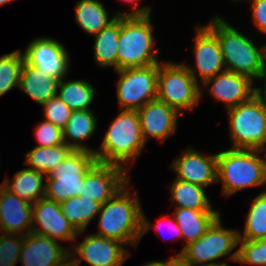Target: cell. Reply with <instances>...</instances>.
I'll use <instances>...</instances> for the list:
<instances>
[{
  "label": "cell",
  "instance_id": "obj_38",
  "mask_svg": "<svg viewBox=\"0 0 266 266\" xmlns=\"http://www.w3.org/2000/svg\"><path fill=\"white\" fill-rule=\"evenodd\" d=\"M169 217L170 216H168V218L166 217V216H164L163 218H161L160 220H163V221H165L166 220V222H168L169 223V225H168V227H170V229H171V233L172 234H174V236L173 237H176L177 239L178 238H182V233H181V230H180V228H179V226L177 225V223H176V220H175V218L173 217V219H170L169 220ZM159 220V223L157 224V225H151V227H155V229H156V232L158 233V231L160 230L159 228H161L160 226V224H162V223H160L161 221ZM168 220V221H167Z\"/></svg>",
  "mask_w": 266,
  "mask_h": 266
},
{
  "label": "cell",
  "instance_id": "obj_8",
  "mask_svg": "<svg viewBox=\"0 0 266 266\" xmlns=\"http://www.w3.org/2000/svg\"><path fill=\"white\" fill-rule=\"evenodd\" d=\"M97 163L95 154L84 150H72L45 178V196L61 203L79 196L85 174Z\"/></svg>",
  "mask_w": 266,
  "mask_h": 266
},
{
  "label": "cell",
  "instance_id": "obj_2",
  "mask_svg": "<svg viewBox=\"0 0 266 266\" xmlns=\"http://www.w3.org/2000/svg\"><path fill=\"white\" fill-rule=\"evenodd\" d=\"M218 38L226 71L259 79L266 66V45L256 44L229 25L220 16H215L206 25Z\"/></svg>",
  "mask_w": 266,
  "mask_h": 266
},
{
  "label": "cell",
  "instance_id": "obj_43",
  "mask_svg": "<svg viewBox=\"0 0 266 266\" xmlns=\"http://www.w3.org/2000/svg\"><path fill=\"white\" fill-rule=\"evenodd\" d=\"M174 266H187V265H184L181 261L178 260V258L174 256Z\"/></svg>",
  "mask_w": 266,
  "mask_h": 266
},
{
  "label": "cell",
  "instance_id": "obj_16",
  "mask_svg": "<svg viewBox=\"0 0 266 266\" xmlns=\"http://www.w3.org/2000/svg\"><path fill=\"white\" fill-rule=\"evenodd\" d=\"M211 83V85H210ZM203 85L207 87L214 99L226 103L227 110L250 100L255 95L253 80L248 76L225 71L207 79Z\"/></svg>",
  "mask_w": 266,
  "mask_h": 266
},
{
  "label": "cell",
  "instance_id": "obj_6",
  "mask_svg": "<svg viewBox=\"0 0 266 266\" xmlns=\"http://www.w3.org/2000/svg\"><path fill=\"white\" fill-rule=\"evenodd\" d=\"M197 77L195 70L187 64L159 63L157 99L178 113L193 110L202 96Z\"/></svg>",
  "mask_w": 266,
  "mask_h": 266
},
{
  "label": "cell",
  "instance_id": "obj_27",
  "mask_svg": "<svg viewBox=\"0 0 266 266\" xmlns=\"http://www.w3.org/2000/svg\"><path fill=\"white\" fill-rule=\"evenodd\" d=\"M170 192L176 208L213 210L203 186L175 178Z\"/></svg>",
  "mask_w": 266,
  "mask_h": 266
},
{
  "label": "cell",
  "instance_id": "obj_9",
  "mask_svg": "<svg viewBox=\"0 0 266 266\" xmlns=\"http://www.w3.org/2000/svg\"><path fill=\"white\" fill-rule=\"evenodd\" d=\"M222 227L219 217L202 237L184 246L175 257L187 266L221 263L213 261L229 254L239 243L238 230Z\"/></svg>",
  "mask_w": 266,
  "mask_h": 266
},
{
  "label": "cell",
  "instance_id": "obj_30",
  "mask_svg": "<svg viewBox=\"0 0 266 266\" xmlns=\"http://www.w3.org/2000/svg\"><path fill=\"white\" fill-rule=\"evenodd\" d=\"M57 96L73 111L89 110V105L95 96V90L85 80H60L57 87Z\"/></svg>",
  "mask_w": 266,
  "mask_h": 266
},
{
  "label": "cell",
  "instance_id": "obj_28",
  "mask_svg": "<svg viewBox=\"0 0 266 266\" xmlns=\"http://www.w3.org/2000/svg\"><path fill=\"white\" fill-rule=\"evenodd\" d=\"M63 215L79 232V235L98 215L101 203L98 201L74 196L60 203Z\"/></svg>",
  "mask_w": 266,
  "mask_h": 266
},
{
  "label": "cell",
  "instance_id": "obj_7",
  "mask_svg": "<svg viewBox=\"0 0 266 266\" xmlns=\"http://www.w3.org/2000/svg\"><path fill=\"white\" fill-rule=\"evenodd\" d=\"M232 149L260 150L266 144V107L254 95L227 110Z\"/></svg>",
  "mask_w": 266,
  "mask_h": 266
},
{
  "label": "cell",
  "instance_id": "obj_29",
  "mask_svg": "<svg viewBox=\"0 0 266 266\" xmlns=\"http://www.w3.org/2000/svg\"><path fill=\"white\" fill-rule=\"evenodd\" d=\"M73 149L66 143L53 147H34L27 152L25 164L29 169L44 173L46 176L65 158Z\"/></svg>",
  "mask_w": 266,
  "mask_h": 266
},
{
  "label": "cell",
  "instance_id": "obj_40",
  "mask_svg": "<svg viewBox=\"0 0 266 266\" xmlns=\"http://www.w3.org/2000/svg\"><path fill=\"white\" fill-rule=\"evenodd\" d=\"M259 80H264L265 81V86L262 90V88H256L255 90V95L261 100V102L265 105L266 107V66L264 68V71L262 72V74L259 77ZM263 92V93H262Z\"/></svg>",
  "mask_w": 266,
  "mask_h": 266
},
{
  "label": "cell",
  "instance_id": "obj_20",
  "mask_svg": "<svg viewBox=\"0 0 266 266\" xmlns=\"http://www.w3.org/2000/svg\"><path fill=\"white\" fill-rule=\"evenodd\" d=\"M68 253L58 240L30 232L24 236L19 262L23 266H53Z\"/></svg>",
  "mask_w": 266,
  "mask_h": 266
},
{
  "label": "cell",
  "instance_id": "obj_41",
  "mask_svg": "<svg viewBox=\"0 0 266 266\" xmlns=\"http://www.w3.org/2000/svg\"><path fill=\"white\" fill-rule=\"evenodd\" d=\"M75 258L72 253H68L62 260L58 263L54 264L53 266H75Z\"/></svg>",
  "mask_w": 266,
  "mask_h": 266
},
{
  "label": "cell",
  "instance_id": "obj_34",
  "mask_svg": "<svg viewBox=\"0 0 266 266\" xmlns=\"http://www.w3.org/2000/svg\"><path fill=\"white\" fill-rule=\"evenodd\" d=\"M24 236L3 233L0 236V266H15L18 263Z\"/></svg>",
  "mask_w": 266,
  "mask_h": 266
},
{
  "label": "cell",
  "instance_id": "obj_42",
  "mask_svg": "<svg viewBox=\"0 0 266 266\" xmlns=\"http://www.w3.org/2000/svg\"><path fill=\"white\" fill-rule=\"evenodd\" d=\"M166 261L167 262L150 261V262H147L143 266H174V256H172L170 259H168Z\"/></svg>",
  "mask_w": 266,
  "mask_h": 266
},
{
  "label": "cell",
  "instance_id": "obj_22",
  "mask_svg": "<svg viewBox=\"0 0 266 266\" xmlns=\"http://www.w3.org/2000/svg\"><path fill=\"white\" fill-rule=\"evenodd\" d=\"M174 218L179 226L182 238L187 246L202 237L211 225L220 217L217 210H192L176 208Z\"/></svg>",
  "mask_w": 266,
  "mask_h": 266
},
{
  "label": "cell",
  "instance_id": "obj_33",
  "mask_svg": "<svg viewBox=\"0 0 266 266\" xmlns=\"http://www.w3.org/2000/svg\"><path fill=\"white\" fill-rule=\"evenodd\" d=\"M239 249L229 257L232 261L266 266V238L249 241L239 240Z\"/></svg>",
  "mask_w": 266,
  "mask_h": 266
},
{
  "label": "cell",
  "instance_id": "obj_21",
  "mask_svg": "<svg viewBox=\"0 0 266 266\" xmlns=\"http://www.w3.org/2000/svg\"><path fill=\"white\" fill-rule=\"evenodd\" d=\"M59 81L25 60L18 88L42 106L50 98L57 96Z\"/></svg>",
  "mask_w": 266,
  "mask_h": 266
},
{
  "label": "cell",
  "instance_id": "obj_15",
  "mask_svg": "<svg viewBox=\"0 0 266 266\" xmlns=\"http://www.w3.org/2000/svg\"><path fill=\"white\" fill-rule=\"evenodd\" d=\"M180 180L194 183L206 188L217 183V154L203 156L202 153L188 148L171 164Z\"/></svg>",
  "mask_w": 266,
  "mask_h": 266
},
{
  "label": "cell",
  "instance_id": "obj_17",
  "mask_svg": "<svg viewBox=\"0 0 266 266\" xmlns=\"http://www.w3.org/2000/svg\"><path fill=\"white\" fill-rule=\"evenodd\" d=\"M144 141L149 137L163 142L176 131L179 113L158 99L142 106L138 111Z\"/></svg>",
  "mask_w": 266,
  "mask_h": 266
},
{
  "label": "cell",
  "instance_id": "obj_14",
  "mask_svg": "<svg viewBox=\"0 0 266 266\" xmlns=\"http://www.w3.org/2000/svg\"><path fill=\"white\" fill-rule=\"evenodd\" d=\"M23 54L30 65L43 70L47 75L58 80L66 77L70 58L65 47L55 39H34Z\"/></svg>",
  "mask_w": 266,
  "mask_h": 266
},
{
  "label": "cell",
  "instance_id": "obj_35",
  "mask_svg": "<svg viewBox=\"0 0 266 266\" xmlns=\"http://www.w3.org/2000/svg\"><path fill=\"white\" fill-rule=\"evenodd\" d=\"M45 121L63 129L67 124L72 109L67 106L58 96L50 98L43 105Z\"/></svg>",
  "mask_w": 266,
  "mask_h": 266
},
{
  "label": "cell",
  "instance_id": "obj_5",
  "mask_svg": "<svg viewBox=\"0 0 266 266\" xmlns=\"http://www.w3.org/2000/svg\"><path fill=\"white\" fill-rule=\"evenodd\" d=\"M260 150L228 149L217 153V182L225 196L266 184L265 160Z\"/></svg>",
  "mask_w": 266,
  "mask_h": 266
},
{
  "label": "cell",
  "instance_id": "obj_39",
  "mask_svg": "<svg viewBox=\"0 0 266 266\" xmlns=\"http://www.w3.org/2000/svg\"><path fill=\"white\" fill-rule=\"evenodd\" d=\"M122 1H128V3L130 2L133 5V11L130 13H122V12H118V15H146V14H150L151 13V8L150 7H140L138 8V3L139 0H122Z\"/></svg>",
  "mask_w": 266,
  "mask_h": 266
},
{
  "label": "cell",
  "instance_id": "obj_46",
  "mask_svg": "<svg viewBox=\"0 0 266 266\" xmlns=\"http://www.w3.org/2000/svg\"><path fill=\"white\" fill-rule=\"evenodd\" d=\"M263 149H265L266 150V144H265V146L262 148V151H263ZM265 159V165H266V152H265V157H264Z\"/></svg>",
  "mask_w": 266,
  "mask_h": 266
},
{
  "label": "cell",
  "instance_id": "obj_3",
  "mask_svg": "<svg viewBox=\"0 0 266 266\" xmlns=\"http://www.w3.org/2000/svg\"><path fill=\"white\" fill-rule=\"evenodd\" d=\"M144 145L137 111L122 110L111 122L100 150L95 151L96 160L99 163L121 166L128 171L124 165L135 161Z\"/></svg>",
  "mask_w": 266,
  "mask_h": 266
},
{
  "label": "cell",
  "instance_id": "obj_45",
  "mask_svg": "<svg viewBox=\"0 0 266 266\" xmlns=\"http://www.w3.org/2000/svg\"><path fill=\"white\" fill-rule=\"evenodd\" d=\"M10 1H13V0H0V6H2L3 4L9 3Z\"/></svg>",
  "mask_w": 266,
  "mask_h": 266
},
{
  "label": "cell",
  "instance_id": "obj_25",
  "mask_svg": "<svg viewBox=\"0 0 266 266\" xmlns=\"http://www.w3.org/2000/svg\"><path fill=\"white\" fill-rule=\"evenodd\" d=\"M118 14L109 19L106 8L99 0H79L75 6V20L90 35L98 34L112 23Z\"/></svg>",
  "mask_w": 266,
  "mask_h": 266
},
{
  "label": "cell",
  "instance_id": "obj_36",
  "mask_svg": "<svg viewBox=\"0 0 266 266\" xmlns=\"http://www.w3.org/2000/svg\"><path fill=\"white\" fill-rule=\"evenodd\" d=\"M35 135L39 142L36 147H53L64 143L62 129L45 120L37 125Z\"/></svg>",
  "mask_w": 266,
  "mask_h": 266
},
{
  "label": "cell",
  "instance_id": "obj_26",
  "mask_svg": "<svg viewBox=\"0 0 266 266\" xmlns=\"http://www.w3.org/2000/svg\"><path fill=\"white\" fill-rule=\"evenodd\" d=\"M120 33V15L95 36L94 59L100 67L113 66L118 70L117 45Z\"/></svg>",
  "mask_w": 266,
  "mask_h": 266
},
{
  "label": "cell",
  "instance_id": "obj_31",
  "mask_svg": "<svg viewBox=\"0 0 266 266\" xmlns=\"http://www.w3.org/2000/svg\"><path fill=\"white\" fill-rule=\"evenodd\" d=\"M239 234V240L254 241L266 238V191L254 198L245 223L243 233Z\"/></svg>",
  "mask_w": 266,
  "mask_h": 266
},
{
  "label": "cell",
  "instance_id": "obj_12",
  "mask_svg": "<svg viewBox=\"0 0 266 266\" xmlns=\"http://www.w3.org/2000/svg\"><path fill=\"white\" fill-rule=\"evenodd\" d=\"M32 223L35 227H32L31 232L53 240L72 241L79 234L63 215L60 203L46 197L32 203ZM37 223L39 227L36 226Z\"/></svg>",
  "mask_w": 266,
  "mask_h": 266
},
{
  "label": "cell",
  "instance_id": "obj_18",
  "mask_svg": "<svg viewBox=\"0 0 266 266\" xmlns=\"http://www.w3.org/2000/svg\"><path fill=\"white\" fill-rule=\"evenodd\" d=\"M194 43L195 69L202 83L226 71L218 38L207 26L197 27Z\"/></svg>",
  "mask_w": 266,
  "mask_h": 266
},
{
  "label": "cell",
  "instance_id": "obj_19",
  "mask_svg": "<svg viewBox=\"0 0 266 266\" xmlns=\"http://www.w3.org/2000/svg\"><path fill=\"white\" fill-rule=\"evenodd\" d=\"M32 227V204L20 199L1 184L0 233L25 236L31 232Z\"/></svg>",
  "mask_w": 266,
  "mask_h": 266
},
{
  "label": "cell",
  "instance_id": "obj_32",
  "mask_svg": "<svg viewBox=\"0 0 266 266\" xmlns=\"http://www.w3.org/2000/svg\"><path fill=\"white\" fill-rule=\"evenodd\" d=\"M25 63V56L20 50L0 57V96L13 87H19V80Z\"/></svg>",
  "mask_w": 266,
  "mask_h": 266
},
{
  "label": "cell",
  "instance_id": "obj_44",
  "mask_svg": "<svg viewBox=\"0 0 266 266\" xmlns=\"http://www.w3.org/2000/svg\"><path fill=\"white\" fill-rule=\"evenodd\" d=\"M203 266H229L227 263H216V264H208V265H203Z\"/></svg>",
  "mask_w": 266,
  "mask_h": 266
},
{
  "label": "cell",
  "instance_id": "obj_23",
  "mask_svg": "<svg viewBox=\"0 0 266 266\" xmlns=\"http://www.w3.org/2000/svg\"><path fill=\"white\" fill-rule=\"evenodd\" d=\"M96 123L97 117L91 109L72 111L67 124L62 129L64 143L69 145L73 150H84L95 154V150L86 145L84 146L82 142L94 134L97 128Z\"/></svg>",
  "mask_w": 266,
  "mask_h": 266
},
{
  "label": "cell",
  "instance_id": "obj_4",
  "mask_svg": "<svg viewBox=\"0 0 266 266\" xmlns=\"http://www.w3.org/2000/svg\"><path fill=\"white\" fill-rule=\"evenodd\" d=\"M150 14L120 15L117 45L118 70L159 64Z\"/></svg>",
  "mask_w": 266,
  "mask_h": 266
},
{
  "label": "cell",
  "instance_id": "obj_10",
  "mask_svg": "<svg viewBox=\"0 0 266 266\" xmlns=\"http://www.w3.org/2000/svg\"><path fill=\"white\" fill-rule=\"evenodd\" d=\"M116 71L120 76L117 99L122 110L138 111L157 99L158 64Z\"/></svg>",
  "mask_w": 266,
  "mask_h": 266
},
{
  "label": "cell",
  "instance_id": "obj_24",
  "mask_svg": "<svg viewBox=\"0 0 266 266\" xmlns=\"http://www.w3.org/2000/svg\"><path fill=\"white\" fill-rule=\"evenodd\" d=\"M44 173L29 168L15 173L13 180L6 179L2 185L13 194L29 203H35L45 196Z\"/></svg>",
  "mask_w": 266,
  "mask_h": 266
},
{
  "label": "cell",
  "instance_id": "obj_1",
  "mask_svg": "<svg viewBox=\"0 0 266 266\" xmlns=\"http://www.w3.org/2000/svg\"><path fill=\"white\" fill-rule=\"evenodd\" d=\"M128 184L101 204L96 235L136 247L146 231L150 230L151 224L142 212L137 191L132 196L127 190Z\"/></svg>",
  "mask_w": 266,
  "mask_h": 266
},
{
  "label": "cell",
  "instance_id": "obj_13",
  "mask_svg": "<svg viewBox=\"0 0 266 266\" xmlns=\"http://www.w3.org/2000/svg\"><path fill=\"white\" fill-rule=\"evenodd\" d=\"M123 245L124 243L118 240L92 234L74 245L71 251L74 257L79 256L75 258L78 266L82 259L91 266H122L130 256L128 249L126 250Z\"/></svg>",
  "mask_w": 266,
  "mask_h": 266
},
{
  "label": "cell",
  "instance_id": "obj_11",
  "mask_svg": "<svg viewBox=\"0 0 266 266\" xmlns=\"http://www.w3.org/2000/svg\"><path fill=\"white\" fill-rule=\"evenodd\" d=\"M127 175L121 166L97 162L85 174L79 196L104 204L129 182Z\"/></svg>",
  "mask_w": 266,
  "mask_h": 266
},
{
  "label": "cell",
  "instance_id": "obj_37",
  "mask_svg": "<svg viewBox=\"0 0 266 266\" xmlns=\"http://www.w3.org/2000/svg\"><path fill=\"white\" fill-rule=\"evenodd\" d=\"M251 2L253 22L260 32L266 34V0H252Z\"/></svg>",
  "mask_w": 266,
  "mask_h": 266
}]
</instances>
